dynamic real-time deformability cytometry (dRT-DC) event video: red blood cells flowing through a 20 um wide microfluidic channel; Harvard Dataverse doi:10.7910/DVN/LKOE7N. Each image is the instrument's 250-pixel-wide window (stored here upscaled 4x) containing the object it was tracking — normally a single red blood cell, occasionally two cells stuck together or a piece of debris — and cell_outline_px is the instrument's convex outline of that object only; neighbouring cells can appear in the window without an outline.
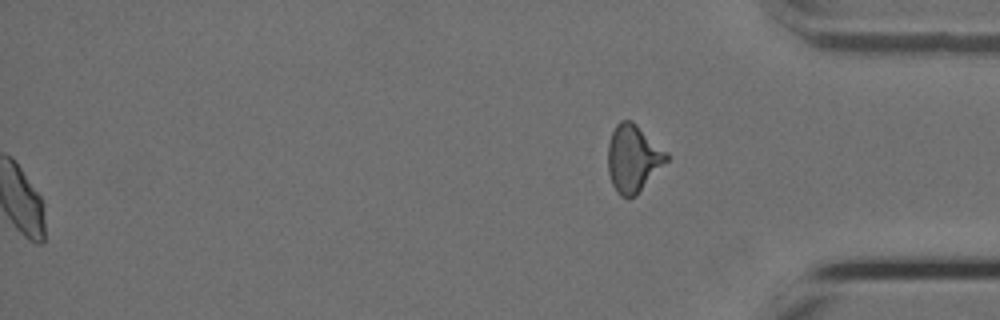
{"species": "Egyptian fruit bat (a non-hibernating species)", "species_latin": "Rousettus aegyptiacus", "temperature_condition": "cold", "stored_images_in_passage": 42, "segment_of_instrument_passage": [2, 2], "camera_frame_rate_fps": 3000, "um_per_image_px": 0.085, "animal": {"sex": "female"}, "frame": {"image": 1, "passage_image": 42, "time_ms": 13.667, "image_size_px": [1000, 320], "cell_outline_px": [[668, 160], [636, 196], [620, 196], [616, 192], [612, 184], [608, 172], [608, 144], [612, 132], [616, 124], [620, 120], [632, 120], [668, 152]], "centroid_in_image_um": [53.81, 13.45], "position_along_channel_um": 381.4, "area_um2": 23.0}}